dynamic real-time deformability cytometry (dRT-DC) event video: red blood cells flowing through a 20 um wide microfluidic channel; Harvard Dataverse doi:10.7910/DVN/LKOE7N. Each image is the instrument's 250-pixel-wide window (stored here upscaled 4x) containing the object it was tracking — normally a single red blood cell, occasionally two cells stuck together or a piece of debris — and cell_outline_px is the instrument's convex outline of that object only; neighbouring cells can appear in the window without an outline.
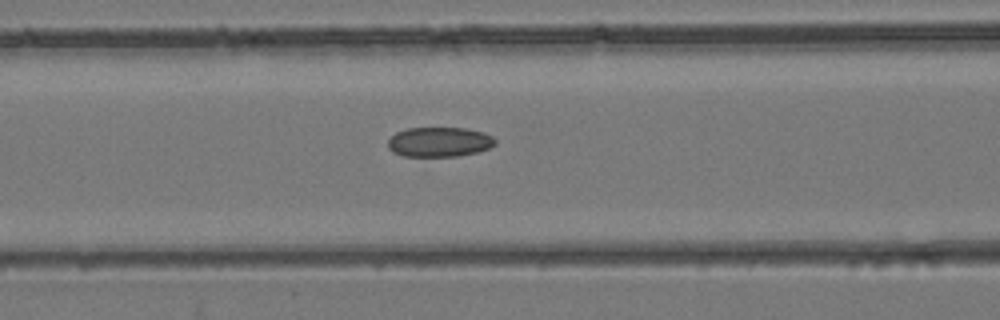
{"species": "common noctule bat (a hibernating species)", "species_latin": "Nyctalus noctula", "temperature_condition": "room temperature", "stored_images_in_passage": 26, "camera_frame_rate_fps": 3000, "um_per_image_px": 0.085, "animal": {"sex": "female", "body_mass_g": 24.6, "forearm_length_mm": 56.2}, "frame": {"image": 1, "passage_image": 10, "time_ms": 3.0, "image_size_px": [1000, 320], "cell_outline_px": [[496, 144], [488, 148], [476, 152], [456, 156], [404, 156], [392, 152], [388, 148], [388, 140], [396, 132], [408, 128], [464, 128], [484, 132], [492, 136], [496, 140]], "centroid_in_image_um": [37.33, 12.06], "position_along_channel_um": 129.3, "area_um2": 18.55}}
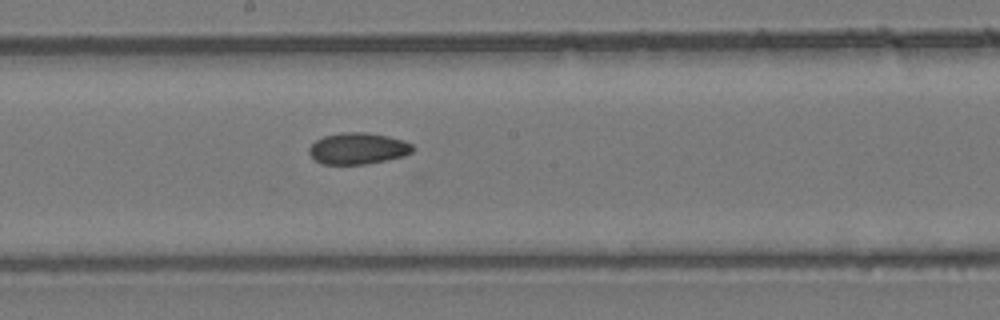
{"frame": {"image": 2, "passage_image": 15, "time_ms": 4.667, "image_size_px": [1000, 320], "cell_outline_px": [[416, 148], [412, 152], [404, 156], [364, 164], [324, 164], [316, 160], [308, 152], [308, 148], [316, 140], [324, 136], [344, 132], [364, 132], [388, 136], [404, 140], [412, 144]], "centroid_in_image_um": [30.45, 12.61], "position_along_channel_um": 217.8, "area_um2": 18.9}}
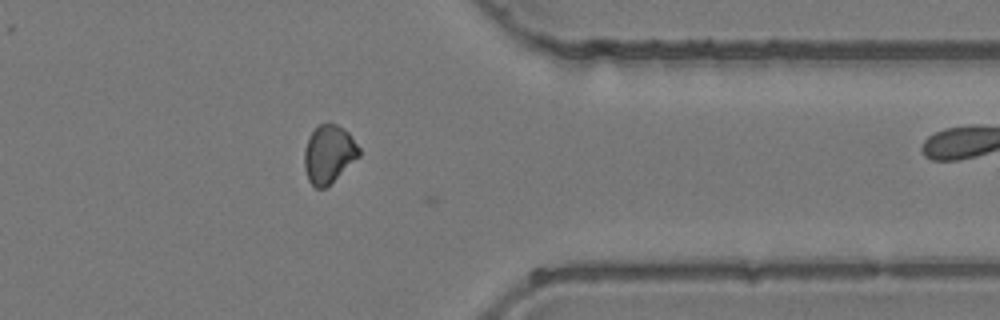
{"frame": {"image": 3, "passage_image": 25, "time_ms": 8.0, "image_size_px": [1000, 320], "cell_outline_px": [[360, 156], [324, 188], [316, 188], [308, 180], [304, 168], [304, 148], [308, 136], [320, 124], [336, 124], [344, 128], [352, 136], [360, 148]], "centroid_in_image_um": [27.94, 13.08], "position_along_channel_um": 383.5, "area_um2": 18.44}}